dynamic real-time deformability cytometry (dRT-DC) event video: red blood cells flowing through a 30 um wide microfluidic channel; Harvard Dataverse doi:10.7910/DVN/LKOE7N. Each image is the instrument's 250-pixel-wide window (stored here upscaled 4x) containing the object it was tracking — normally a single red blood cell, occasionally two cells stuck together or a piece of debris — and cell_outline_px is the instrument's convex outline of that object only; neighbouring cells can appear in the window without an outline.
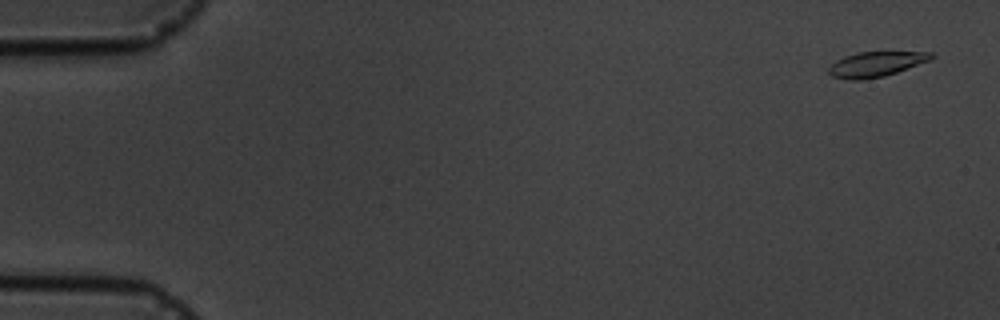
{"species": "common noctule bat (a hibernating species)", "species_latin": "Nyctalus noctula", "temperature_condition": "cold", "stored_images_in_passage": 5, "camera_frame_rate_fps": 3000, "um_per_image_px": 0.085, "animal": {"sex": "male", "body_mass_g": 19.5, "forearm_length_mm": 54.6}, "frame": {"image": 1, "passage_image": 1, "time_ms": 0.0, "image_size_px": [1000, 320], "cell_outline_px": [[936, 56], [932, 60], [884, 76], [864, 80], [848, 80], [832, 76], [828, 72], [828, 68], [836, 60], [844, 56], [856, 52], [932, 52]], "centroid_in_image_um": [74.46, 5.45], "position_along_channel_um": 10.5, "area_um2": 15.09}}
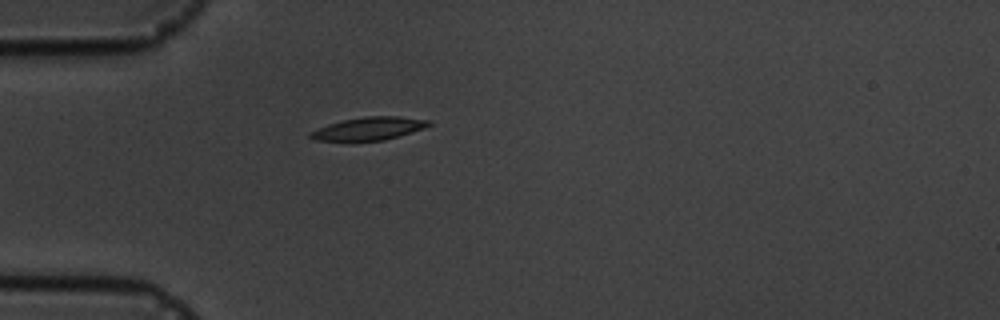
{"frame": {"image": 2, "passage_image": 5, "time_ms": 4.667, "image_size_px": [1000, 320], "cell_outline_px": [[432, 124], [424, 128], [384, 140], [316, 140], [308, 136], [312, 132], [328, 124], [344, 120], [364, 116], [396, 116], [432, 120]], "centroid_in_image_um": [31.42, 10.91], "position_along_channel_um": 53.6, "area_um2": 15.43}}